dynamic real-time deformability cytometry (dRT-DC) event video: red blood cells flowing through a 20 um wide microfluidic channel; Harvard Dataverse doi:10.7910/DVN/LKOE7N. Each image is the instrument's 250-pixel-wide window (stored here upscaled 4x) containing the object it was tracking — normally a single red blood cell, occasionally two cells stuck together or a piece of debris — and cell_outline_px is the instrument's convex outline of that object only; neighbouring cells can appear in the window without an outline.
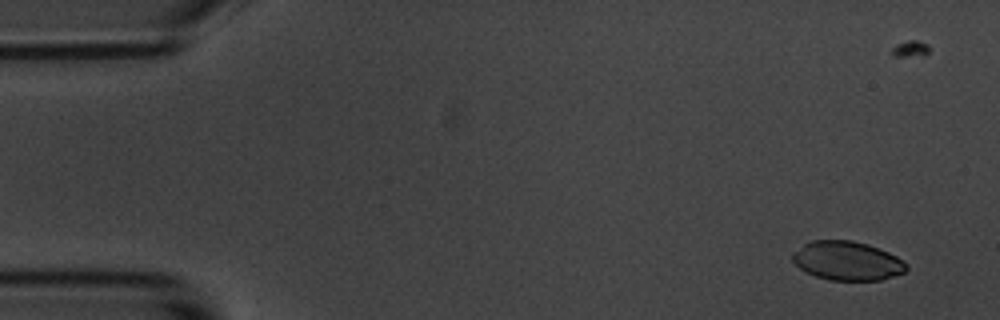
{"species": "common noctule bat (a hibernating species)", "species_latin": "Nyctalus noctula", "temperature_condition": "room temperature", "stored_images_in_passage": 54, "camera_frame_rate_fps": 3000, "um_per_image_px": 0.085, "animal": {"sex": "male", "body_mass_g": 20.1, "forearm_length_mm": 53.5}, "frame": {"image": 1, "passage_image": 1, "time_ms": 0.0, "image_size_px": [1000, 320], "cell_outline_px": [[908, 268], [904, 272], [880, 280], [828, 280], [816, 276], [800, 268], [792, 260], [792, 256], [804, 244], [812, 240], [852, 240], [868, 244], [888, 252], [896, 256], [908, 264]], "centroid_in_image_um": [72.04, 22.17], "position_along_channel_um": 13.0, "area_um2": 25.61}}
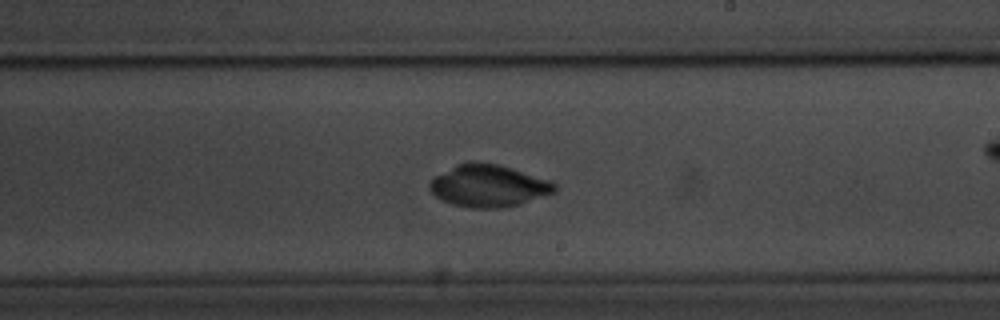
{"frame": {"image": 2, "passage_image": 30, "time_ms": 9.667, "image_size_px": [1000, 320], "cell_outline_px": [[556, 192], [520, 204], [496, 208], [472, 208], [452, 204], [436, 196], [428, 188], [428, 184], [432, 176], [456, 164], [468, 160], [472, 160], [500, 164], [548, 180], [556, 184]], "centroid_in_image_um": [41.47, 15.77], "position_along_channel_um": 247.5, "area_um2": 30.98}}
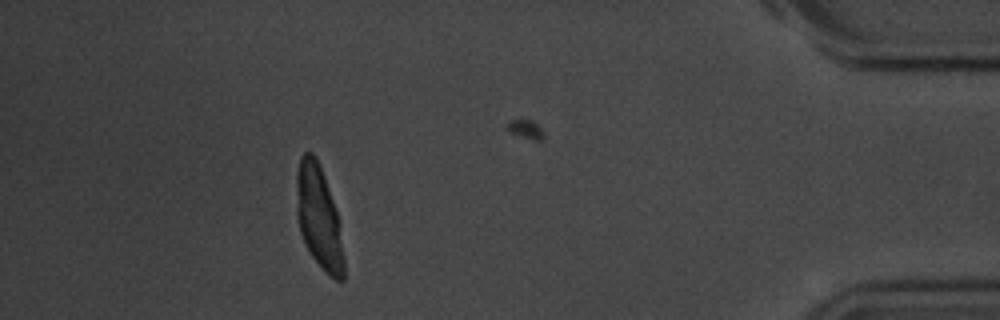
{"frame": {"image": 3, "passage_image": 48, "time_ms": 15.667, "image_size_px": [1000, 320], "cell_outline_px": [[344, 280], [336, 280], [312, 256], [304, 244], [300, 232], [296, 216], [296, 172], [300, 156], [304, 152], [312, 152], [316, 156], [324, 176], [336, 212], [344, 256]], "centroid_in_image_um": [27.05, 18.41], "position_along_channel_um": 408.1, "area_um2": 28.09}, "authors_computed_cell_mechanics": {"area_um2": 28.6399, "velocity_mm_per_s": 3.5809, "shape_relaxation_time_tau1_ms": 9.0649, "shape_relaxation_time_tau2_ms": 4.3179, "deformation_change_tau1": 0.3664, "deformation_change_tau2": 0.0545}}